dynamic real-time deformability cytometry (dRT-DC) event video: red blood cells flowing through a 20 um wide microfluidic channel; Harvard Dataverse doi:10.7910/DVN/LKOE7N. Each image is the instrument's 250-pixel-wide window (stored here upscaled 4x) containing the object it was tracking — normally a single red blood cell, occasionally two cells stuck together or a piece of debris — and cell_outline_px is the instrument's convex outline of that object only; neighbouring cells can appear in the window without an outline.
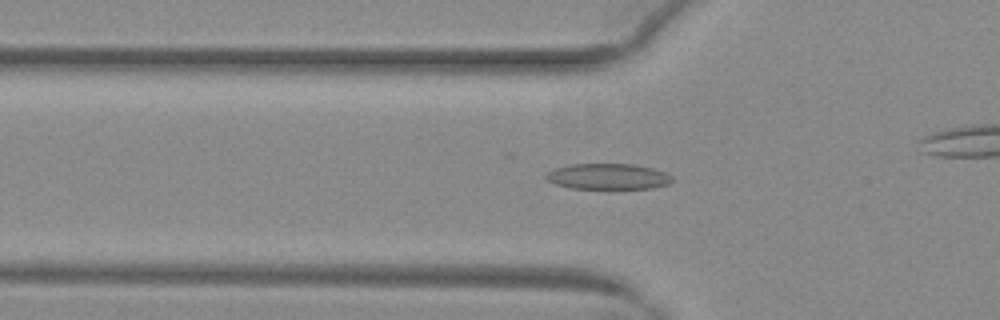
{"species": "common noctule bat (a hibernating species)", "species_latin": "Nyctalus noctula", "temperature_condition": "warm", "stored_images_in_passage": 44, "camera_frame_rate_fps": 3000, "um_per_image_px": 0.085, "animal": {"sex": "female", "body_mass_g": 29.2, "forearm_length_mm": 56.3}, "frame": {"image": 1, "passage_image": 19, "time_ms": 6.0, "image_size_px": [1000, 320], "cell_outline_px": [[672, 180], [668, 184], [652, 188], [572, 188], [556, 184], [548, 180], [544, 176], [552, 168], [572, 164], [632, 164], [652, 168], [664, 172], [672, 176]], "centroid_in_image_um": [51.66, 14.99], "position_along_channel_um": 74.1, "area_um2": 18.79}}
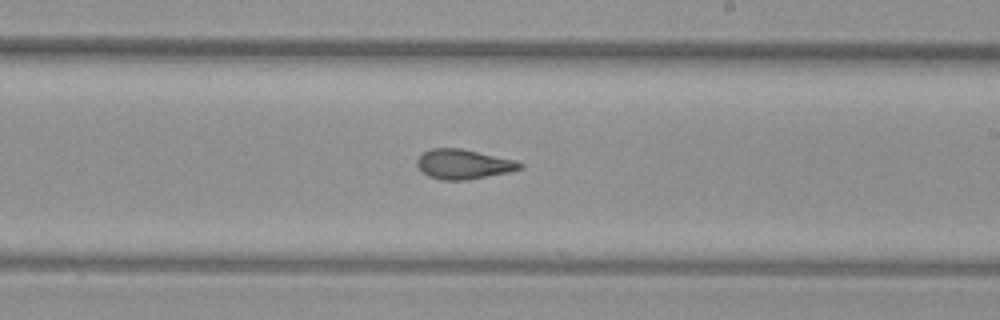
{"frame": {"image": 2, "passage_image": 32, "time_ms": 10.333, "image_size_px": [1000, 320], "cell_outline_px": [[524, 164], [520, 168], [508, 172], [468, 180], [440, 180], [428, 176], [416, 164], [416, 160], [424, 152], [432, 148], [460, 148], [516, 160]], "centroid_in_image_um": [39.39, 13.96], "position_along_channel_um": 249.6, "area_um2": 17.69}}
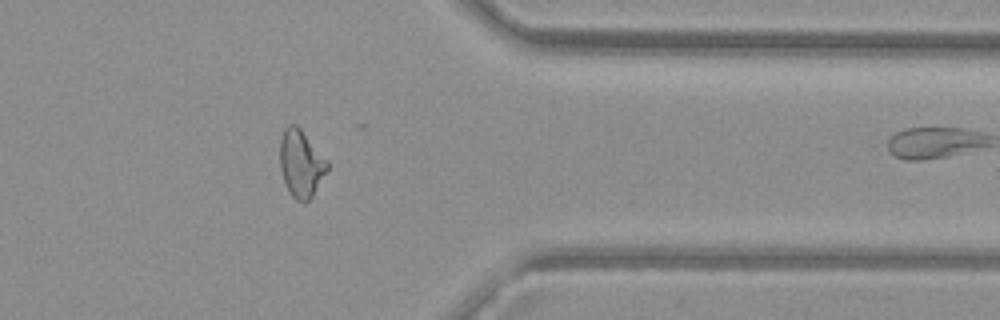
{"frame": {"image": 3, "passage_image": 43, "time_ms": 14.0, "image_size_px": [1000, 320], "cell_outline_px": [[328, 168], [312, 196], [304, 204], [296, 200], [288, 192], [280, 168], [280, 140], [284, 128], [288, 124], [296, 124], [300, 128], [328, 160]], "centroid_in_image_um": [25.57, 13.89], "position_along_channel_um": 385.8, "area_um2": 18.55}}